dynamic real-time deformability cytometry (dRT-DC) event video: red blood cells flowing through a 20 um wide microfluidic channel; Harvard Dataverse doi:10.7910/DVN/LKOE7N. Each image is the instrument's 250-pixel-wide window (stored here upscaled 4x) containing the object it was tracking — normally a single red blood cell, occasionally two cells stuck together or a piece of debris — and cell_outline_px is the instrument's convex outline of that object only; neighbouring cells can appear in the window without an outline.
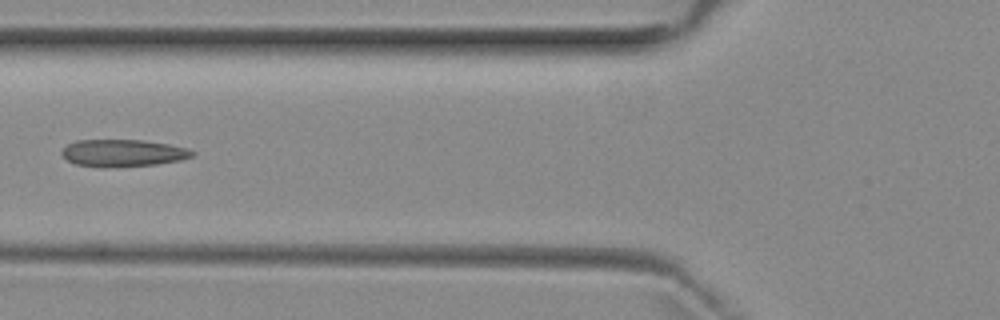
{"species": "common noctule bat (a hibernating species)", "species_latin": "Nyctalus noctula", "temperature_condition": "room temperature", "stored_images_in_passage": 7, "camera_frame_rate_fps": 3000, "um_per_image_px": 0.085, "animal": {"sex": "female", "body_mass_g": 29.2, "forearm_length_mm": 56.3}, "frame": {"image": 1, "passage_image": 6, "time_ms": 6.0, "image_size_px": [1000, 320], "cell_outline_px": [[196, 152], [192, 156], [180, 160], [156, 164], [104, 168], [100, 168], [76, 164], [68, 160], [60, 152], [68, 144], [76, 140], [144, 140], [168, 144], [188, 148]], "centroid_in_image_um": [10.45, 13.01], "position_along_channel_um": 115.4, "area_um2": 20.69}}
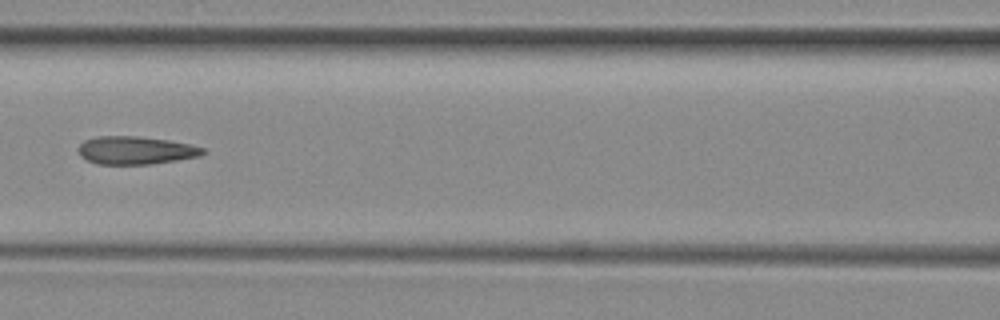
{"frame": {"image": 2, "passage_image": 7, "time_ms": 7.0, "image_size_px": [1000, 320], "cell_outline_px": [[204, 152], [200, 156], [176, 160], [148, 164], [96, 164], [80, 156], [80, 144], [84, 140], [96, 136], [140, 136], [168, 140], [188, 144], [204, 148]], "centroid_in_image_um": [11.51, 12.77], "position_along_channel_um": 155.1, "area_um2": 20.11}}